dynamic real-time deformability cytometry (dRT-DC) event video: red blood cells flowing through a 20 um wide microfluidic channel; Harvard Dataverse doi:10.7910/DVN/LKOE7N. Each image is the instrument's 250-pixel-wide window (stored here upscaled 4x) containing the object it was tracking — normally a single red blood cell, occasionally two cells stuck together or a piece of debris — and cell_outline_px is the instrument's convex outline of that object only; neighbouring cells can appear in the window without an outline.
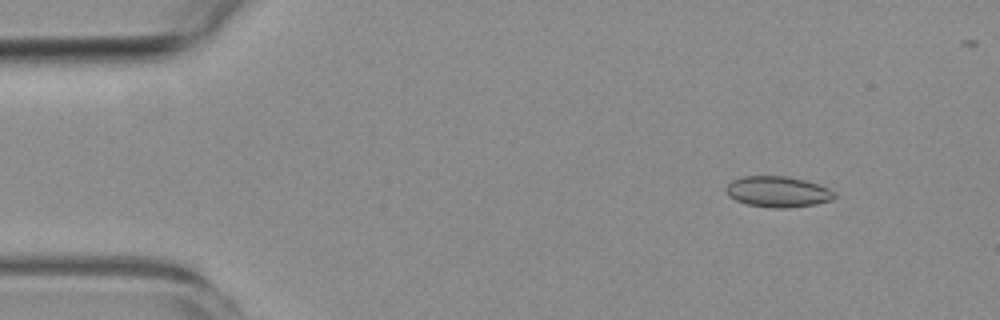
{"species": "common noctule bat (a hibernating species)", "species_latin": "Nyctalus noctula", "temperature_condition": "room temperature", "stored_images_in_passage": 4, "camera_frame_rate_fps": 3000, "um_per_image_px": 0.085, "animal": {"sex": "female", "body_mass_g": 19.3, "forearm_length_mm": 54.1}, "frame": {"image": 1, "passage_image": 2, "time_ms": 1.333, "image_size_px": [1000, 320], "cell_outline_px": [[836, 196], [832, 200], [816, 204], [788, 208], [772, 208], [748, 204], [736, 200], [728, 196], [724, 188], [732, 180], [744, 176], [784, 176], [804, 180], [828, 188], [836, 192]], "centroid_in_image_um": [66.11, 16.3], "position_along_channel_um": 18.9, "area_um2": 19.48}}